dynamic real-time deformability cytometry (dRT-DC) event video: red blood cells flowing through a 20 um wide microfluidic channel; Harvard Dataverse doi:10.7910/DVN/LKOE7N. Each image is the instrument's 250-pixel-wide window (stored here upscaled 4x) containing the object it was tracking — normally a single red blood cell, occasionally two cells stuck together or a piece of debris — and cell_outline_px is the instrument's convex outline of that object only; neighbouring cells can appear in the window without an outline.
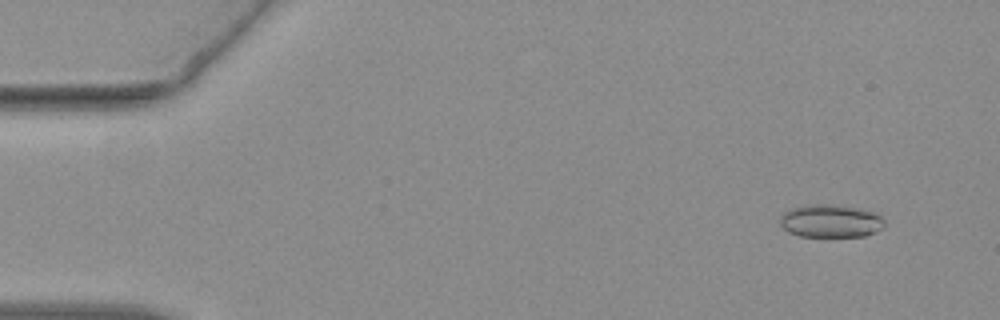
{"species": "common noctule bat (a hibernating species)", "species_latin": "Nyctalus noctula", "temperature_condition": "warm", "stored_images_in_passage": 55, "camera_frame_rate_fps": 3000, "um_per_image_px": 0.085, "animal": {"sex": "female", "body_mass_g": 19.3, "forearm_length_mm": 54.1}, "frame": {"image": 1, "passage_image": 5, "time_ms": 1.333, "image_size_px": [1000, 320], "cell_outline_px": [[884, 228], [876, 232], [864, 236], [800, 236], [788, 232], [780, 224], [780, 216], [784, 212], [792, 208], [804, 204], [824, 204], [856, 208], [876, 212], [884, 220]], "centroid_in_image_um": [70.6, 18.78], "position_along_channel_um": 14.4, "area_um2": 20.06}}
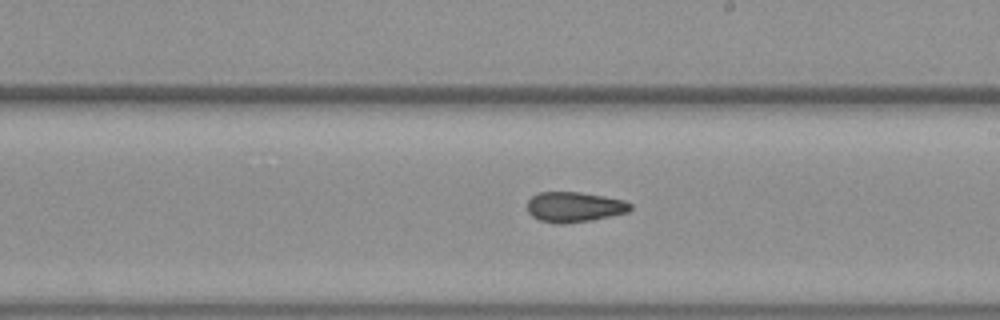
{"frame": {"image": 2, "passage_image": 32, "time_ms": 10.333, "image_size_px": [1000, 320], "cell_outline_px": [[632, 208], [628, 212], [592, 220], [564, 224], [556, 224], [540, 220], [532, 216], [528, 212], [528, 200], [532, 196], [540, 192], [580, 192], [604, 196], [624, 200], [632, 204]], "centroid_in_image_um": [48.82, 17.59], "position_along_channel_um": 240.2, "area_um2": 18.21}}
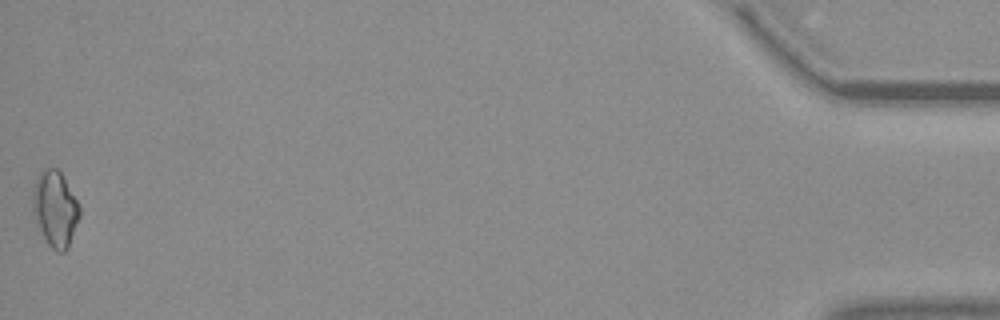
{"frame": {"image": 3, "passage_image": 55, "time_ms": 18.0, "image_size_px": [1000, 320], "cell_outline_px": [[80, 216], [68, 248], [64, 252], [56, 252], [48, 244], [36, 224], [32, 212], [32, 188], [36, 176], [44, 168], [56, 168], [60, 172], [76, 200], [80, 208]], "centroid_in_image_um": [4.65, 17.76], "position_along_channel_um": 430.6, "area_um2": 20.75}, "authors_computed_cell_mechanics": {"area_um2": 18.3804, "velocity_mm_per_s": 3.8017, "shape_relaxation_time_tau1_ms": null, "shape_relaxation_time_tau2_ms": 6.349, "deformation_change_tau1": null, "deformation_change_tau2": 0.1418}}